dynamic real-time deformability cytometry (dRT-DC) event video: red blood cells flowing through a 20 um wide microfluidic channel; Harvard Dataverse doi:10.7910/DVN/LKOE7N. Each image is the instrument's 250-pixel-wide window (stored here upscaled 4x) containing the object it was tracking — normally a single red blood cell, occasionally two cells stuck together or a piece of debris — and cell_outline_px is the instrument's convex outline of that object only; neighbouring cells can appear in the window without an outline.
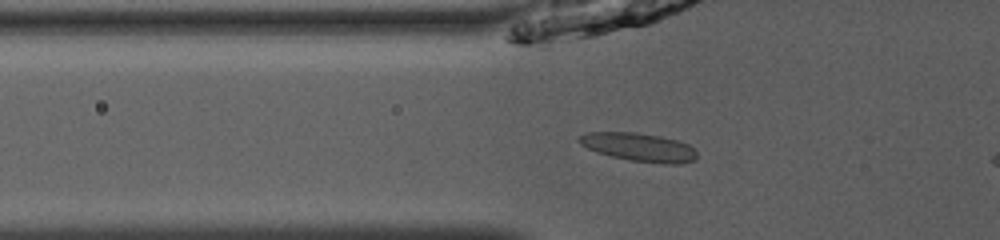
{"species": "common noctule bat (a hibernating species)", "species_latin": "Nyctalus noctula", "temperature_condition": "room temperature", "stored_images_in_passage": 6, "camera_frame_rate_fps": 3000, "um_per_image_px": 0.085, "animal": {"sex": "male", "body_mass_g": 13.0, "forearm_length_mm": 53.1}, "frame": {"image": 1, "passage_image": 3, "time_ms": 0.667, "image_size_px": [1000, 240], "cell_outline_px": [[696, 160], [684, 164], [660, 164], [628, 160], [596, 152], [580, 144], [576, 140], [580, 136], [588, 132], [636, 132], [660, 136], [676, 140], [688, 144], [696, 148]], "centroid_in_image_um": [54.35, 12.52], "position_along_channel_um": 71.4, "area_um2": 19.77}}